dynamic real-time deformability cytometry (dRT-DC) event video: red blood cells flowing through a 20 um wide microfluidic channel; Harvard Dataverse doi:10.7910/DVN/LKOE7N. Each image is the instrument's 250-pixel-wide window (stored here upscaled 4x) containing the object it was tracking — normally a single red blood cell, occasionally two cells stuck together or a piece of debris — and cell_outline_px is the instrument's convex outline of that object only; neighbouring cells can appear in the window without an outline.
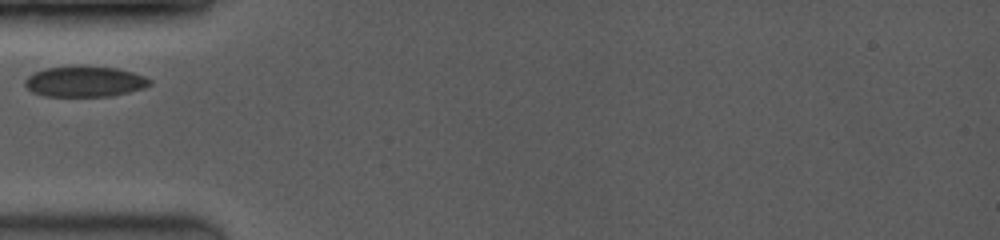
{"species": "common noctule bat (a hibernating species)", "species_latin": "Nyctalus noctula", "temperature_condition": "room temperature", "stored_images_in_passage": 1, "camera_frame_rate_fps": 3500, "um_per_image_px": 0.085, "animal": {"sex": "female", "body_mass_g": 19.0, "forearm_length_mm": 53.3}, "frame": {"image": 1, "passage_image": 1, "time_ms": 0.0, "image_size_px": [1000, 240], "cell_outline_px": [[152, 84], [144, 88], [112, 96], [44, 96], [32, 92], [24, 84], [24, 80], [32, 72], [44, 68], [80, 64], [84, 64], [116, 68], [132, 72], [144, 76], [152, 80]], "centroid_in_image_um": [7.18, 6.9], "position_along_channel_um": 77.8, "area_um2": 22.89}}